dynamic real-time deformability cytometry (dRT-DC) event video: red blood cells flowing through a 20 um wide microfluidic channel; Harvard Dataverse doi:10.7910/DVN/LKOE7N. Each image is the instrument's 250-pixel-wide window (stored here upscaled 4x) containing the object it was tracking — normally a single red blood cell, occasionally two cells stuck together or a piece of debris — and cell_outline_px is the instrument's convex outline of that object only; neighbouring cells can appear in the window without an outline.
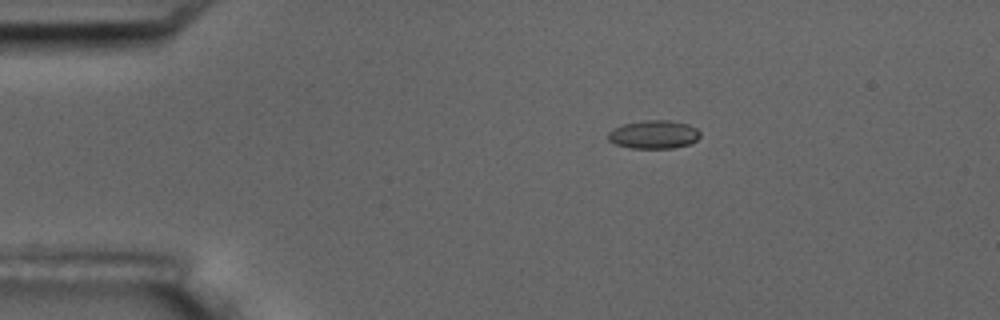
{"species": "common noctule bat (a hibernating species)", "species_latin": "Nyctalus noctula", "temperature_condition": "room temperature", "stored_images_in_passage": 4, "camera_frame_rate_fps": 3000, "um_per_image_px": 0.085, "animal": {"sex": "male", "body_mass_g": 17.5, "forearm_length_mm": 52.3}, "frame": {"image": 1, "passage_image": 2, "time_ms": 1.333, "image_size_px": [1000, 320], "cell_outline_px": [[700, 136], [692, 144], [672, 148], [632, 148], [616, 144], [608, 140], [608, 132], [612, 128], [624, 124], [644, 120], [668, 120], [688, 124], [696, 128], [700, 132]], "centroid_in_image_um": [55.58, 11.43], "position_along_channel_um": 29.4, "area_um2": 15.26}}